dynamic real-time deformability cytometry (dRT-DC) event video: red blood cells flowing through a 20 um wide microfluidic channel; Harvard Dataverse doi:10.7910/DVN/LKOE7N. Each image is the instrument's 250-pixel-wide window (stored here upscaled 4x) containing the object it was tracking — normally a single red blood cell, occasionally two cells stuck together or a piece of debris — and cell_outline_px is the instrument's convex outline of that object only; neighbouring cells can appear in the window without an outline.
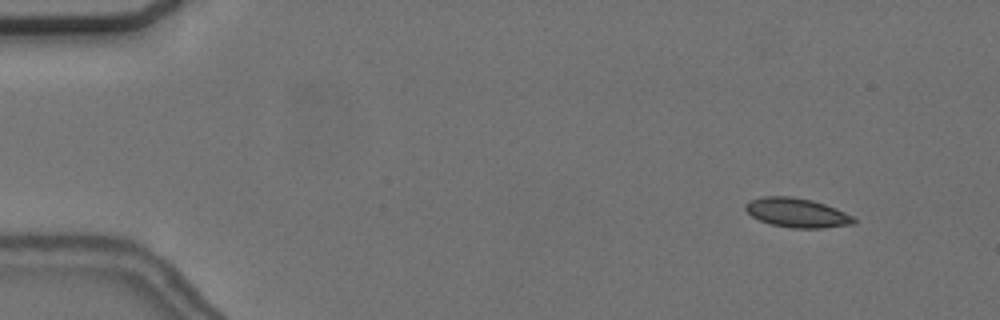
{"species": "common noctule bat (a hibernating species)", "species_latin": "Nyctalus noctula", "temperature_condition": "cold", "stored_images_in_passage": 57, "camera_frame_rate_fps": 3000, "um_per_image_px": 0.085, "animal": {"sex": "female", "body_mass_g": 24.6, "forearm_length_mm": 56.2}, "frame": {"image": 1, "passage_image": 6, "time_ms": 1.667, "image_size_px": [1000, 320], "cell_outline_px": [[856, 224], [824, 228], [792, 228], [772, 224], [760, 220], [752, 216], [744, 208], [744, 204], [752, 200], [764, 196], [792, 196], [812, 200], [836, 208], [852, 216], [856, 220]], "centroid_in_image_um": [67.76, 18.08], "position_along_channel_um": 17.2, "area_um2": 18.44}}
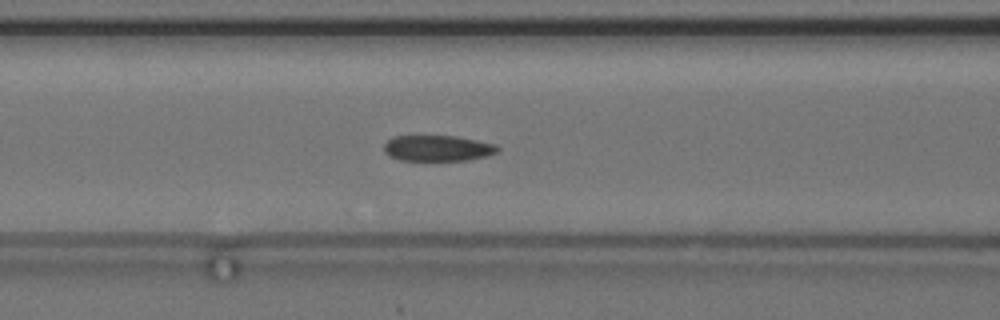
{"frame": {"image": 2, "passage_image": 24, "time_ms": 7.667, "image_size_px": [1000, 320], "cell_outline_px": [[500, 152], [468, 160], [400, 160], [388, 156], [384, 152], [384, 144], [388, 140], [396, 136], [456, 136], [496, 144], [500, 148]], "centroid_in_image_um": [37.21, 12.6], "position_along_channel_um": 129.4, "area_um2": 17.11}}
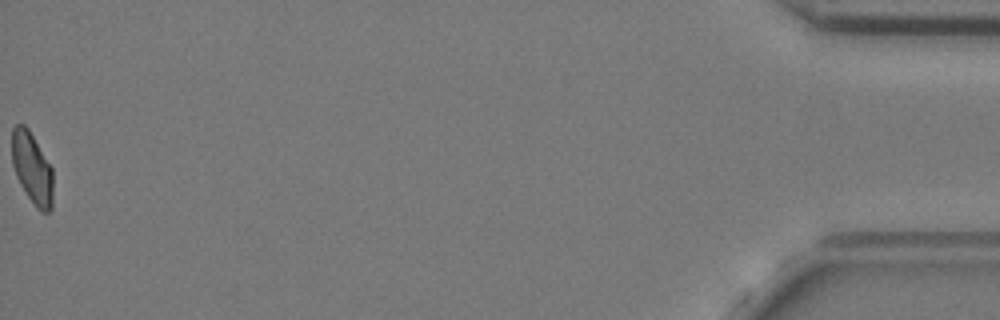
{"frame": {"image": 3, "passage_image": 57, "time_ms": 18.667, "image_size_px": [1000, 320], "cell_outline_px": [[52, 208], [48, 212], [40, 212], [36, 208], [20, 184], [16, 176], [12, 164], [12, 128], [16, 124], [24, 124], [28, 128], [52, 168]], "centroid_in_image_um": [2.71, 14.3], "position_along_channel_um": 432.5, "area_um2": 17.05}, "authors_computed_cell_mechanics": {"area_um2": 17.918, "velocity_mm_per_s": 3.676, "shape_relaxation_time_tau1_ms": 3.4214, "shape_relaxation_time_tau2_ms": 2.5355, "deformation_change_tau1": 0.0998, "deformation_change_tau2": 0.0698}}